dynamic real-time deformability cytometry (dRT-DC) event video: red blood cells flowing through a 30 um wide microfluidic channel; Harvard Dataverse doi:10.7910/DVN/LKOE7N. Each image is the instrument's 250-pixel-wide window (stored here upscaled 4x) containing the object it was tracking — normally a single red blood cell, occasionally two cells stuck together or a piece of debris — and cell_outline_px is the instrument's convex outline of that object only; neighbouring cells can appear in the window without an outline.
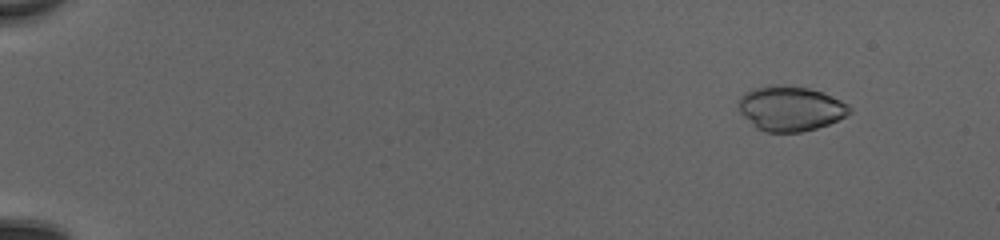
{"species": "common noctule bat (a hibernating species)", "species_latin": "Nyctalus noctula", "temperature_condition": "cold", "stored_images_in_passage": 52, "camera_frame_rate_fps": 3000, "um_per_image_px": 0.085, "animal": {"sex": "female", "body_mass_g": 20.0, "forearm_length_mm": 54.0}, "frame": {"image": 1, "passage_image": 6, "time_ms": 1.667, "image_size_px": [1000, 240], "cell_outline_px": [[852, 112], [828, 124], [816, 128], [800, 132], [764, 132], [756, 128], [740, 112], [736, 104], [740, 96], [744, 92], [756, 88], [772, 84], [784, 84], [808, 88], [832, 96], [848, 104], [852, 108]], "centroid_in_image_um": [67.15, 9.21], "position_along_channel_um": 17.8, "area_um2": 29.13}}
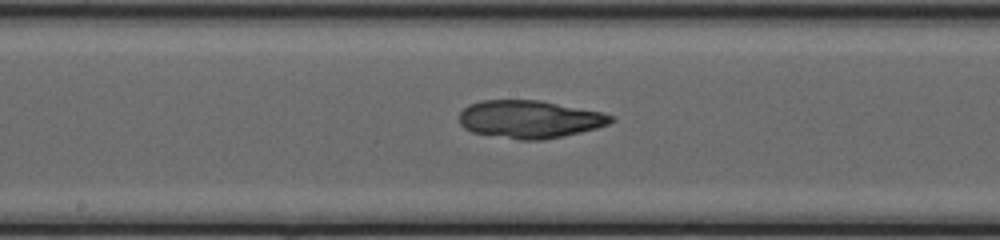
{"frame": {"image": 2, "passage_image": 30, "time_ms": 9.667, "image_size_px": [1000, 240], "cell_outline_px": [[616, 120], [608, 124], [596, 128], [564, 136], [544, 140], [520, 140], [472, 132], [464, 128], [460, 124], [460, 112], [468, 104], [480, 100], [540, 100], [600, 112], [616, 116]], "centroid_in_image_um": [45.02, 10.13], "position_along_channel_um": 203.2, "area_um2": 33.47}}
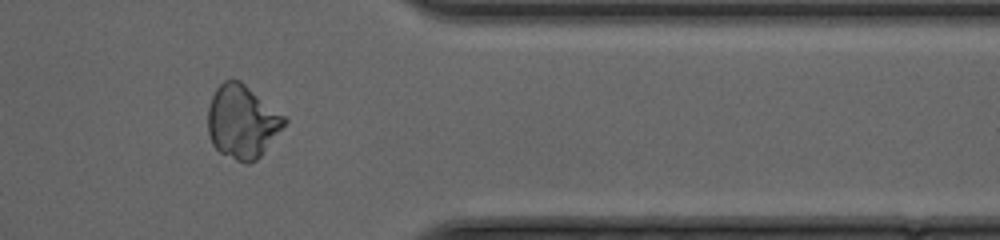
{"frame": {"image": 3, "passage_image": 44, "time_ms": 14.333, "image_size_px": [1000, 240], "cell_outline_px": [[288, 120], [260, 156], [256, 160], [248, 164], [244, 164], [220, 152], [212, 144], [208, 132], [208, 108], [212, 96], [216, 88], [224, 80], [240, 80], [284, 116]], "centroid_in_image_um": [20.56, 10.35], "position_along_channel_um": 390.8, "area_um2": 32.25}}